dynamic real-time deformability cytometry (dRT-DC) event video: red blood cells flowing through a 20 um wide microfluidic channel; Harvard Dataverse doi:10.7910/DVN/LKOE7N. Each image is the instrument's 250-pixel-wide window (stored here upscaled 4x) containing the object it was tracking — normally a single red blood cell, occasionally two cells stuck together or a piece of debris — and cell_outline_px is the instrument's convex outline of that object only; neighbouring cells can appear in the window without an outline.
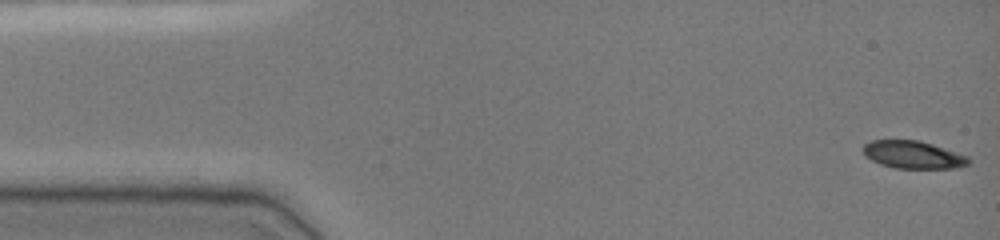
{"species": "common noctule bat (a hibernating species)", "species_latin": "Nyctalus noctula", "temperature_condition": "cold", "stored_images_in_passage": 49, "camera_frame_rate_fps": 3000, "um_per_image_px": 0.085, "animal": {"sex": "female", "body_mass_g": 19.0, "forearm_length_mm": 51.5}, "frame": {"image": 1, "passage_image": 1, "time_ms": 0.0, "image_size_px": [1000, 240], "cell_outline_px": [[972, 160], [968, 164], [956, 168], [896, 168], [880, 164], [864, 156], [864, 144], [872, 140], [920, 140], [968, 156]], "centroid_in_image_um": [77.62, 13.15], "position_along_channel_um": 7.4, "area_um2": 16.94}}
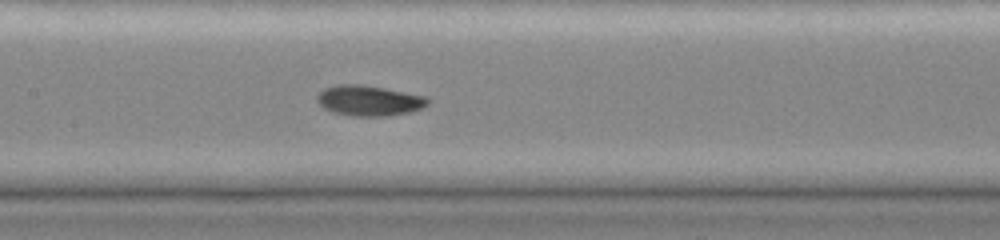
{"frame": {"image": 2, "passage_image": 23, "time_ms": 7.333, "image_size_px": [1000, 240], "cell_outline_px": [[432, 100], [424, 108], [408, 112], [388, 116], [352, 116], [332, 112], [324, 108], [316, 100], [316, 96], [324, 88], [336, 84], [364, 84], [428, 96]], "centroid_in_image_um": [31.4, 8.54], "position_along_channel_um": 176.0, "area_um2": 20.0}}
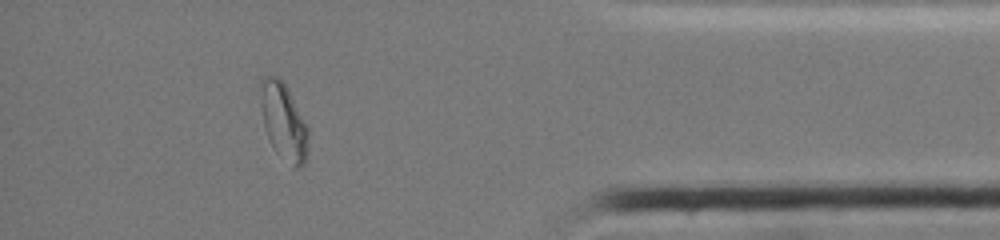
{"frame": {"image": 3, "passage_image": 43, "time_ms": 14.0, "image_size_px": [1000, 240], "cell_outline_px": [[308, 152], [304, 164], [300, 168], [292, 168], [272, 144], [264, 128], [260, 104], [260, 80], [264, 76], [276, 76], [288, 88], [308, 128]], "centroid_in_image_um": [24.11, 10.33], "position_along_channel_um": 411.1, "area_um2": 21.27}, "authors_computed_cell_mechanics": {"area_um2": 18.785, "velocity_mm_per_s": 3.8902, "shape_relaxation_time_tau1_ms": 4.7171, "shape_relaxation_time_tau2_ms": 1.8208, "deformation_change_tau1": 0.1871, "deformation_change_tau2": 0.053}}